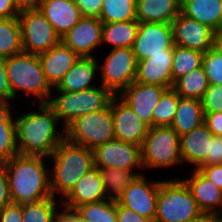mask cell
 Here are the masks:
<instances>
[{"label": "cell", "instance_id": "cell-45", "mask_svg": "<svg viewBox=\"0 0 222 222\" xmlns=\"http://www.w3.org/2000/svg\"><path fill=\"white\" fill-rule=\"evenodd\" d=\"M12 203L5 167L0 163V209Z\"/></svg>", "mask_w": 222, "mask_h": 222}, {"label": "cell", "instance_id": "cell-1", "mask_svg": "<svg viewBox=\"0 0 222 222\" xmlns=\"http://www.w3.org/2000/svg\"><path fill=\"white\" fill-rule=\"evenodd\" d=\"M36 106L37 111L15 117L18 154L49 158L65 138V129L58 128L60 121L47 103Z\"/></svg>", "mask_w": 222, "mask_h": 222}, {"label": "cell", "instance_id": "cell-46", "mask_svg": "<svg viewBox=\"0 0 222 222\" xmlns=\"http://www.w3.org/2000/svg\"><path fill=\"white\" fill-rule=\"evenodd\" d=\"M117 222H152L133 210L127 209L117 202Z\"/></svg>", "mask_w": 222, "mask_h": 222}, {"label": "cell", "instance_id": "cell-52", "mask_svg": "<svg viewBox=\"0 0 222 222\" xmlns=\"http://www.w3.org/2000/svg\"><path fill=\"white\" fill-rule=\"evenodd\" d=\"M218 44L222 47V31L218 34Z\"/></svg>", "mask_w": 222, "mask_h": 222}, {"label": "cell", "instance_id": "cell-27", "mask_svg": "<svg viewBox=\"0 0 222 222\" xmlns=\"http://www.w3.org/2000/svg\"><path fill=\"white\" fill-rule=\"evenodd\" d=\"M204 122L201 100L180 97L171 127L179 136L189 133Z\"/></svg>", "mask_w": 222, "mask_h": 222}, {"label": "cell", "instance_id": "cell-40", "mask_svg": "<svg viewBox=\"0 0 222 222\" xmlns=\"http://www.w3.org/2000/svg\"><path fill=\"white\" fill-rule=\"evenodd\" d=\"M222 164V136H213L209 139V153L199 167Z\"/></svg>", "mask_w": 222, "mask_h": 222}, {"label": "cell", "instance_id": "cell-35", "mask_svg": "<svg viewBox=\"0 0 222 222\" xmlns=\"http://www.w3.org/2000/svg\"><path fill=\"white\" fill-rule=\"evenodd\" d=\"M202 52L178 45H174L172 78L173 82L185 74L190 73L193 69L202 66Z\"/></svg>", "mask_w": 222, "mask_h": 222}, {"label": "cell", "instance_id": "cell-53", "mask_svg": "<svg viewBox=\"0 0 222 222\" xmlns=\"http://www.w3.org/2000/svg\"><path fill=\"white\" fill-rule=\"evenodd\" d=\"M221 19H222V2H221Z\"/></svg>", "mask_w": 222, "mask_h": 222}, {"label": "cell", "instance_id": "cell-50", "mask_svg": "<svg viewBox=\"0 0 222 222\" xmlns=\"http://www.w3.org/2000/svg\"><path fill=\"white\" fill-rule=\"evenodd\" d=\"M18 12L40 10L43 0H13Z\"/></svg>", "mask_w": 222, "mask_h": 222}, {"label": "cell", "instance_id": "cell-44", "mask_svg": "<svg viewBox=\"0 0 222 222\" xmlns=\"http://www.w3.org/2000/svg\"><path fill=\"white\" fill-rule=\"evenodd\" d=\"M197 170L222 190V164L198 167Z\"/></svg>", "mask_w": 222, "mask_h": 222}, {"label": "cell", "instance_id": "cell-16", "mask_svg": "<svg viewBox=\"0 0 222 222\" xmlns=\"http://www.w3.org/2000/svg\"><path fill=\"white\" fill-rule=\"evenodd\" d=\"M115 139L142 146L149 127L117 95L111 100Z\"/></svg>", "mask_w": 222, "mask_h": 222}, {"label": "cell", "instance_id": "cell-43", "mask_svg": "<svg viewBox=\"0 0 222 222\" xmlns=\"http://www.w3.org/2000/svg\"><path fill=\"white\" fill-rule=\"evenodd\" d=\"M0 103L11 104V89L4 58H0Z\"/></svg>", "mask_w": 222, "mask_h": 222}, {"label": "cell", "instance_id": "cell-47", "mask_svg": "<svg viewBox=\"0 0 222 222\" xmlns=\"http://www.w3.org/2000/svg\"><path fill=\"white\" fill-rule=\"evenodd\" d=\"M204 123L214 136H222V112L204 113Z\"/></svg>", "mask_w": 222, "mask_h": 222}, {"label": "cell", "instance_id": "cell-15", "mask_svg": "<svg viewBox=\"0 0 222 222\" xmlns=\"http://www.w3.org/2000/svg\"><path fill=\"white\" fill-rule=\"evenodd\" d=\"M103 22L97 17H83L61 41L79 57H96L93 52L101 47Z\"/></svg>", "mask_w": 222, "mask_h": 222}, {"label": "cell", "instance_id": "cell-48", "mask_svg": "<svg viewBox=\"0 0 222 222\" xmlns=\"http://www.w3.org/2000/svg\"><path fill=\"white\" fill-rule=\"evenodd\" d=\"M19 12L13 0H0V19L18 18Z\"/></svg>", "mask_w": 222, "mask_h": 222}, {"label": "cell", "instance_id": "cell-22", "mask_svg": "<svg viewBox=\"0 0 222 222\" xmlns=\"http://www.w3.org/2000/svg\"><path fill=\"white\" fill-rule=\"evenodd\" d=\"M40 11L60 38L83 18L74 0H43Z\"/></svg>", "mask_w": 222, "mask_h": 222}, {"label": "cell", "instance_id": "cell-7", "mask_svg": "<svg viewBox=\"0 0 222 222\" xmlns=\"http://www.w3.org/2000/svg\"><path fill=\"white\" fill-rule=\"evenodd\" d=\"M141 161L144 170L181 166L178 133L171 126L150 127L141 146Z\"/></svg>", "mask_w": 222, "mask_h": 222}, {"label": "cell", "instance_id": "cell-6", "mask_svg": "<svg viewBox=\"0 0 222 222\" xmlns=\"http://www.w3.org/2000/svg\"><path fill=\"white\" fill-rule=\"evenodd\" d=\"M202 215L181 178L160 181L154 222H191Z\"/></svg>", "mask_w": 222, "mask_h": 222}, {"label": "cell", "instance_id": "cell-32", "mask_svg": "<svg viewBox=\"0 0 222 222\" xmlns=\"http://www.w3.org/2000/svg\"><path fill=\"white\" fill-rule=\"evenodd\" d=\"M21 27L18 18L0 19V58L22 53Z\"/></svg>", "mask_w": 222, "mask_h": 222}, {"label": "cell", "instance_id": "cell-42", "mask_svg": "<svg viewBox=\"0 0 222 222\" xmlns=\"http://www.w3.org/2000/svg\"><path fill=\"white\" fill-rule=\"evenodd\" d=\"M0 222H23L22 204L12 202L1 208Z\"/></svg>", "mask_w": 222, "mask_h": 222}, {"label": "cell", "instance_id": "cell-26", "mask_svg": "<svg viewBox=\"0 0 222 222\" xmlns=\"http://www.w3.org/2000/svg\"><path fill=\"white\" fill-rule=\"evenodd\" d=\"M221 2L222 0H181V12L219 34L222 31Z\"/></svg>", "mask_w": 222, "mask_h": 222}, {"label": "cell", "instance_id": "cell-24", "mask_svg": "<svg viewBox=\"0 0 222 222\" xmlns=\"http://www.w3.org/2000/svg\"><path fill=\"white\" fill-rule=\"evenodd\" d=\"M98 70L96 57H79L56 88L71 93L92 88Z\"/></svg>", "mask_w": 222, "mask_h": 222}, {"label": "cell", "instance_id": "cell-36", "mask_svg": "<svg viewBox=\"0 0 222 222\" xmlns=\"http://www.w3.org/2000/svg\"><path fill=\"white\" fill-rule=\"evenodd\" d=\"M99 19L103 23L136 19V0H103Z\"/></svg>", "mask_w": 222, "mask_h": 222}, {"label": "cell", "instance_id": "cell-38", "mask_svg": "<svg viewBox=\"0 0 222 222\" xmlns=\"http://www.w3.org/2000/svg\"><path fill=\"white\" fill-rule=\"evenodd\" d=\"M202 67L209 84L222 85V47L218 43L203 54Z\"/></svg>", "mask_w": 222, "mask_h": 222}, {"label": "cell", "instance_id": "cell-2", "mask_svg": "<svg viewBox=\"0 0 222 222\" xmlns=\"http://www.w3.org/2000/svg\"><path fill=\"white\" fill-rule=\"evenodd\" d=\"M47 160L43 156L17 154L2 162L13 203L35 202L52 196Z\"/></svg>", "mask_w": 222, "mask_h": 222}, {"label": "cell", "instance_id": "cell-8", "mask_svg": "<svg viewBox=\"0 0 222 222\" xmlns=\"http://www.w3.org/2000/svg\"><path fill=\"white\" fill-rule=\"evenodd\" d=\"M65 138L92 150L115 139L111 102L103 110L93 111L73 120L65 128Z\"/></svg>", "mask_w": 222, "mask_h": 222}, {"label": "cell", "instance_id": "cell-39", "mask_svg": "<svg viewBox=\"0 0 222 222\" xmlns=\"http://www.w3.org/2000/svg\"><path fill=\"white\" fill-rule=\"evenodd\" d=\"M201 103L204 113L222 112V85L209 84Z\"/></svg>", "mask_w": 222, "mask_h": 222}, {"label": "cell", "instance_id": "cell-49", "mask_svg": "<svg viewBox=\"0 0 222 222\" xmlns=\"http://www.w3.org/2000/svg\"><path fill=\"white\" fill-rule=\"evenodd\" d=\"M58 222H87L75 210L61 207L58 215Z\"/></svg>", "mask_w": 222, "mask_h": 222}, {"label": "cell", "instance_id": "cell-3", "mask_svg": "<svg viewBox=\"0 0 222 222\" xmlns=\"http://www.w3.org/2000/svg\"><path fill=\"white\" fill-rule=\"evenodd\" d=\"M48 160H53L52 168H49L51 193L60 201L71 192L84 174L94 168L93 150L66 138L57 145Z\"/></svg>", "mask_w": 222, "mask_h": 222}, {"label": "cell", "instance_id": "cell-10", "mask_svg": "<svg viewBox=\"0 0 222 222\" xmlns=\"http://www.w3.org/2000/svg\"><path fill=\"white\" fill-rule=\"evenodd\" d=\"M18 20L21 27L22 50L25 53L40 55L61 41L40 10L22 11L18 15Z\"/></svg>", "mask_w": 222, "mask_h": 222}, {"label": "cell", "instance_id": "cell-18", "mask_svg": "<svg viewBox=\"0 0 222 222\" xmlns=\"http://www.w3.org/2000/svg\"><path fill=\"white\" fill-rule=\"evenodd\" d=\"M173 50L174 46L167 53H157L148 59L137 61L135 82L172 88Z\"/></svg>", "mask_w": 222, "mask_h": 222}, {"label": "cell", "instance_id": "cell-30", "mask_svg": "<svg viewBox=\"0 0 222 222\" xmlns=\"http://www.w3.org/2000/svg\"><path fill=\"white\" fill-rule=\"evenodd\" d=\"M108 199L117 200L124 190L133 183L142 171L135 169L99 168Z\"/></svg>", "mask_w": 222, "mask_h": 222}, {"label": "cell", "instance_id": "cell-28", "mask_svg": "<svg viewBox=\"0 0 222 222\" xmlns=\"http://www.w3.org/2000/svg\"><path fill=\"white\" fill-rule=\"evenodd\" d=\"M139 24L136 19L123 22L103 23L101 45H112L110 49H132Z\"/></svg>", "mask_w": 222, "mask_h": 222}, {"label": "cell", "instance_id": "cell-33", "mask_svg": "<svg viewBox=\"0 0 222 222\" xmlns=\"http://www.w3.org/2000/svg\"><path fill=\"white\" fill-rule=\"evenodd\" d=\"M208 86L207 75L201 66L177 79L172 88L180 97L201 100Z\"/></svg>", "mask_w": 222, "mask_h": 222}, {"label": "cell", "instance_id": "cell-19", "mask_svg": "<svg viewBox=\"0 0 222 222\" xmlns=\"http://www.w3.org/2000/svg\"><path fill=\"white\" fill-rule=\"evenodd\" d=\"M108 199L102 174L94 167L76 183L71 192L61 201L62 207L75 210L85 203Z\"/></svg>", "mask_w": 222, "mask_h": 222}, {"label": "cell", "instance_id": "cell-5", "mask_svg": "<svg viewBox=\"0 0 222 222\" xmlns=\"http://www.w3.org/2000/svg\"><path fill=\"white\" fill-rule=\"evenodd\" d=\"M52 91H54V95H57L54 97L52 94L47 104L58 117L61 123L60 127L64 129L82 115L107 108L115 96L101 84L72 93L59 91L56 87Z\"/></svg>", "mask_w": 222, "mask_h": 222}, {"label": "cell", "instance_id": "cell-17", "mask_svg": "<svg viewBox=\"0 0 222 222\" xmlns=\"http://www.w3.org/2000/svg\"><path fill=\"white\" fill-rule=\"evenodd\" d=\"M166 87L133 82L117 96L136 113L149 128L153 127V110Z\"/></svg>", "mask_w": 222, "mask_h": 222}, {"label": "cell", "instance_id": "cell-12", "mask_svg": "<svg viewBox=\"0 0 222 222\" xmlns=\"http://www.w3.org/2000/svg\"><path fill=\"white\" fill-rule=\"evenodd\" d=\"M174 46L171 24L140 23L132 51L137 61L145 60L157 53H167Z\"/></svg>", "mask_w": 222, "mask_h": 222}, {"label": "cell", "instance_id": "cell-21", "mask_svg": "<svg viewBox=\"0 0 222 222\" xmlns=\"http://www.w3.org/2000/svg\"><path fill=\"white\" fill-rule=\"evenodd\" d=\"M44 74L52 88L57 87L79 56L60 41L55 47L38 55Z\"/></svg>", "mask_w": 222, "mask_h": 222}, {"label": "cell", "instance_id": "cell-9", "mask_svg": "<svg viewBox=\"0 0 222 222\" xmlns=\"http://www.w3.org/2000/svg\"><path fill=\"white\" fill-rule=\"evenodd\" d=\"M108 52L104 62H98V69H101L99 84L118 95L135 81L137 59L130 48H115Z\"/></svg>", "mask_w": 222, "mask_h": 222}, {"label": "cell", "instance_id": "cell-20", "mask_svg": "<svg viewBox=\"0 0 222 222\" xmlns=\"http://www.w3.org/2000/svg\"><path fill=\"white\" fill-rule=\"evenodd\" d=\"M191 177L183 179L203 214H214L222 217V190L204 177L197 169Z\"/></svg>", "mask_w": 222, "mask_h": 222}, {"label": "cell", "instance_id": "cell-29", "mask_svg": "<svg viewBox=\"0 0 222 222\" xmlns=\"http://www.w3.org/2000/svg\"><path fill=\"white\" fill-rule=\"evenodd\" d=\"M10 104L0 103V163L18 154L15 118Z\"/></svg>", "mask_w": 222, "mask_h": 222}, {"label": "cell", "instance_id": "cell-31", "mask_svg": "<svg viewBox=\"0 0 222 222\" xmlns=\"http://www.w3.org/2000/svg\"><path fill=\"white\" fill-rule=\"evenodd\" d=\"M59 200L51 196L40 201L22 203L23 222H58L62 207Z\"/></svg>", "mask_w": 222, "mask_h": 222}, {"label": "cell", "instance_id": "cell-11", "mask_svg": "<svg viewBox=\"0 0 222 222\" xmlns=\"http://www.w3.org/2000/svg\"><path fill=\"white\" fill-rule=\"evenodd\" d=\"M174 45L205 53L218 43V34L207 25L180 12L171 23Z\"/></svg>", "mask_w": 222, "mask_h": 222}, {"label": "cell", "instance_id": "cell-51", "mask_svg": "<svg viewBox=\"0 0 222 222\" xmlns=\"http://www.w3.org/2000/svg\"><path fill=\"white\" fill-rule=\"evenodd\" d=\"M222 219L221 216L214 214H203L200 218L191 222H219Z\"/></svg>", "mask_w": 222, "mask_h": 222}, {"label": "cell", "instance_id": "cell-4", "mask_svg": "<svg viewBox=\"0 0 222 222\" xmlns=\"http://www.w3.org/2000/svg\"><path fill=\"white\" fill-rule=\"evenodd\" d=\"M4 61L11 89V103L18 99L20 91H24L27 97L32 96L33 105L49 102L53 88L46 79L38 55L22 52Z\"/></svg>", "mask_w": 222, "mask_h": 222}, {"label": "cell", "instance_id": "cell-23", "mask_svg": "<svg viewBox=\"0 0 222 222\" xmlns=\"http://www.w3.org/2000/svg\"><path fill=\"white\" fill-rule=\"evenodd\" d=\"M212 132L203 122L189 133L180 136V150L183 164L193 165L197 169L209 153V139Z\"/></svg>", "mask_w": 222, "mask_h": 222}, {"label": "cell", "instance_id": "cell-25", "mask_svg": "<svg viewBox=\"0 0 222 222\" xmlns=\"http://www.w3.org/2000/svg\"><path fill=\"white\" fill-rule=\"evenodd\" d=\"M181 12V0H136V20L139 23L171 24Z\"/></svg>", "mask_w": 222, "mask_h": 222}, {"label": "cell", "instance_id": "cell-41", "mask_svg": "<svg viewBox=\"0 0 222 222\" xmlns=\"http://www.w3.org/2000/svg\"><path fill=\"white\" fill-rule=\"evenodd\" d=\"M83 17H97L101 13L103 0H74Z\"/></svg>", "mask_w": 222, "mask_h": 222}, {"label": "cell", "instance_id": "cell-34", "mask_svg": "<svg viewBox=\"0 0 222 222\" xmlns=\"http://www.w3.org/2000/svg\"><path fill=\"white\" fill-rule=\"evenodd\" d=\"M75 211L87 222H117V201L112 199L85 203Z\"/></svg>", "mask_w": 222, "mask_h": 222}, {"label": "cell", "instance_id": "cell-37", "mask_svg": "<svg viewBox=\"0 0 222 222\" xmlns=\"http://www.w3.org/2000/svg\"><path fill=\"white\" fill-rule=\"evenodd\" d=\"M180 96L173 88L166 89L153 110V126H171Z\"/></svg>", "mask_w": 222, "mask_h": 222}, {"label": "cell", "instance_id": "cell-14", "mask_svg": "<svg viewBox=\"0 0 222 222\" xmlns=\"http://www.w3.org/2000/svg\"><path fill=\"white\" fill-rule=\"evenodd\" d=\"M147 179L145 174L140 175L116 201L154 222L160 180L148 181Z\"/></svg>", "mask_w": 222, "mask_h": 222}, {"label": "cell", "instance_id": "cell-13", "mask_svg": "<svg viewBox=\"0 0 222 222\" xmlns=\"http://www.w3.org/2000/svg\"><path fill=\"white\" fill-rule=\"evenodd\" d=\"M94 167L143 169L141 146L113 139L93 149Z\"/></svg>", "mask_w": 222, "mask_h": 222}]
</instances>
